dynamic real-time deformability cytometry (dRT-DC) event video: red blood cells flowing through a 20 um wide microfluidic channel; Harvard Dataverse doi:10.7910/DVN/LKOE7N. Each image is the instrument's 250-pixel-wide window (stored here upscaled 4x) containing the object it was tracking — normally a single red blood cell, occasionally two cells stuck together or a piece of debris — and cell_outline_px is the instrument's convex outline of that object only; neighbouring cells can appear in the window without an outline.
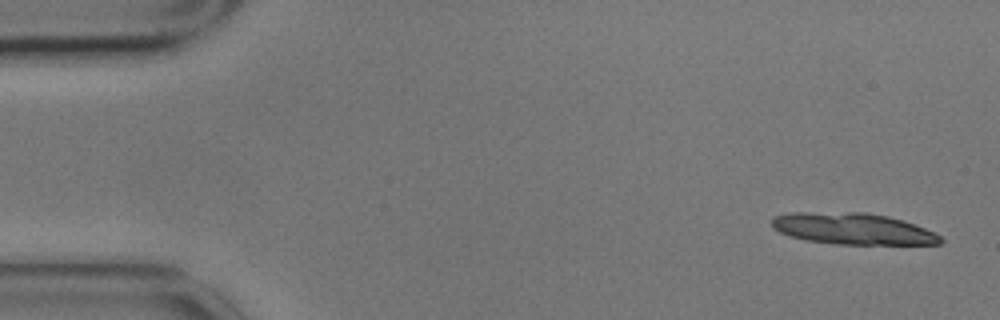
{"species": "common noctule bat (a hibernating species)", "species_latin": "Nyctalus noctula", "temperature_condition": "cold", "stored_images_in_passage": 6, "camera_frame_rate_fps": 3000, "um_per_image_px": 0.085, "animal": {"sex": "male", "body_mass_g": 17.9}, "frame": {"image": 1, "passage_image": 1, "time_ms": 0.0, "image_size_px": [1000, 320], "cell_outline_px": [[944, 240], [940, 244], [836, 244], [804, 240], [788, 236], [772, 228], [772, 216], [792, 212], [864, 212], [888, 216], [904, 220], [916, 224], [940, 236]], "centroid_in_image_um": [72.45, 19.44], "position_along_channel_um": 12.5, "area_um2": 31.1}}